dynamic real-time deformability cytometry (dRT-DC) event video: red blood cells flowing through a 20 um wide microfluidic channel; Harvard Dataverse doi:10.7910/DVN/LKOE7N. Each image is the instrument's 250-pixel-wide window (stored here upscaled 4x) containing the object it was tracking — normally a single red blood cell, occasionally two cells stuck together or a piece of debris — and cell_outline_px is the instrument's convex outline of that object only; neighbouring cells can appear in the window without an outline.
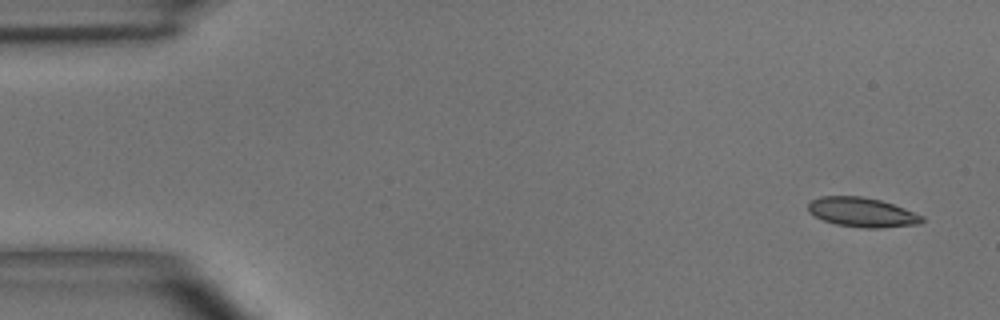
{"species": "common noctule bat (a hibernating species)", "species_latin": "Nyctalus noctula", "temperature_condition": "room temperature", "stored_images_in_passage": 5, "camera_frame_rate_fps": 3000, "um_per_image_px": 0.085, "animal": {"sex": "male", "body_mass_g": 15.6}, "frame": {"image": 1, "passage_image": 1, "time_ms": 0.0, "image_size_px": [1000, 320], "cell_outline_px": [[924, 220], [920, 224], [880, 228], [864, 228], [836, 224], [824, 220], [808, 212], [808, 204], [812, 200], [820, 196], [860, 196], [880, 200], [904, 208], [924, 216]], "centroid_in_image_um": [73.29, 18.04], "position_along_channel_um": 11.7, "area_um2": 19.48}}